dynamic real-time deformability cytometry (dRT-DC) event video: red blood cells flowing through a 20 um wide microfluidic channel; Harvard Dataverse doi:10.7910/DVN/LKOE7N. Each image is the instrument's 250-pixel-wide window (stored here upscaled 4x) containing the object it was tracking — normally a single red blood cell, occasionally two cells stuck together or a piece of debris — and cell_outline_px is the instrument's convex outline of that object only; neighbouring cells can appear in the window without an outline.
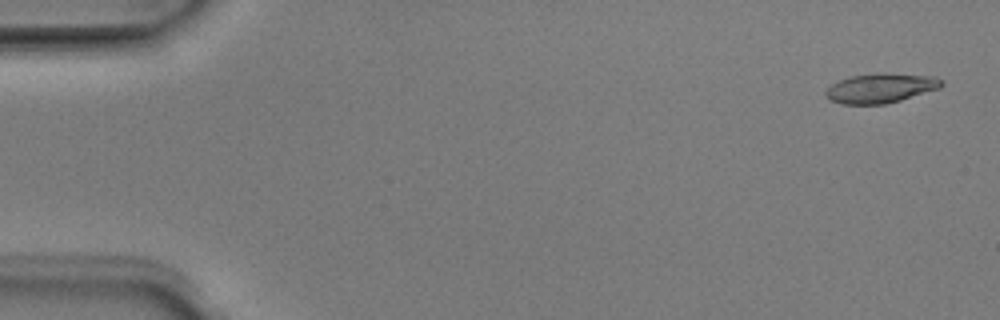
{"species": "Egyptian fruit bat (a non-hibernating species)", "species_latin": "Rousettus aegyptiacus", "temperature_condition": "room temperature", "stored_images_in_passage": 8, "camera_frame_rate_fps": 3000, "um_per_image_px": 0.085, "animal": {"sex": "male"}, "frame": {"image": 1, "passage_image": 1, "time_ms": 0.0, "image_size_px": [1000, 320], "cell_outline_px": [[944, 84], [940, 88], [900, 100], [884, 104], [840, 104], [824, 96], [824, 92], [832, 84], [840, 80], [852, 76], [880, 72], [884, 72], [936, 76], [944, 80]], "centroid_in_image_um": [74.89, 7.47], "position_along_channel_um": 10.1, "area_um2": 20.11}}
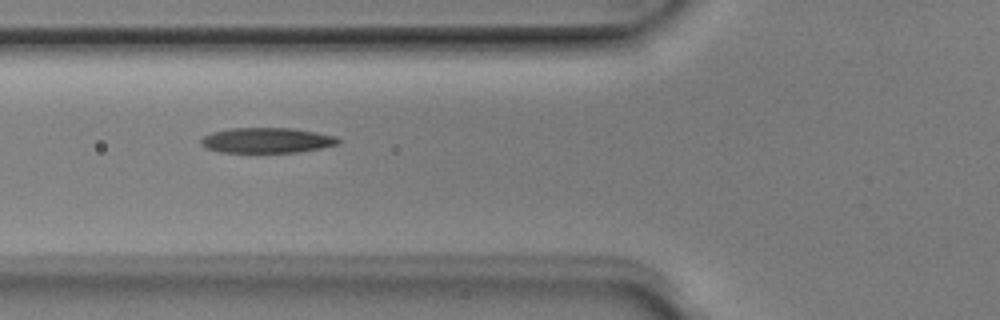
{"frame": {"image": 2, "passage_image": 6, "time_ms": 1.667, "image_size_px": [1000, 320], "cell_outline_px": [[340, 140], [336, 144], [320, 148], [300, 152], [220, 152], [204, 148], [200, 144], [200, 140], [204, 136], [212, 132], [228, 128], [292, 128], [316, 132], [336, 136]], "centroid_in_image_um": [22.63, 11.92], "position_along_channel_um": 103.2, "area_um2": 20.23}}
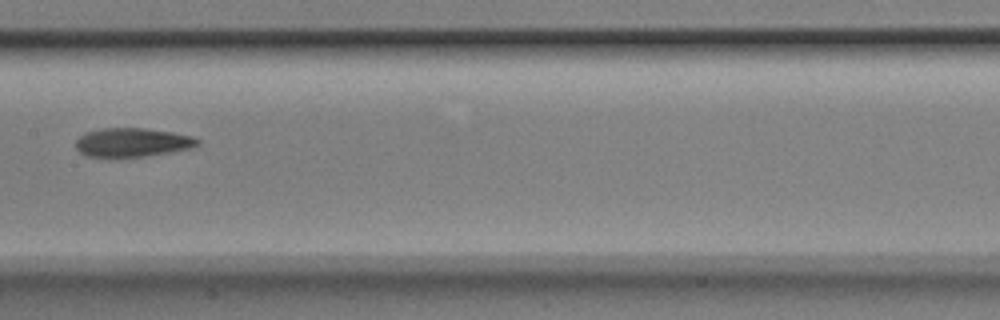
{"frame": {"image": 3, "passage_image": 8, "time_ms": 2.333, "image_size_px": [1000, 320], "cell_outline_px": [[200, 144], [192, 148], [168, 152], [140, 156], [108, 160], [88, 156], [80, 152], [76, 148], [76, 140], [84, 132], [100, 128], [144, 128], [172, 132], [192, 136], [200, 140]], "centroid_in_image_um": [11.19, 12.13], "position_along_channel_um": 196.2, "area_um2": 20.98}}